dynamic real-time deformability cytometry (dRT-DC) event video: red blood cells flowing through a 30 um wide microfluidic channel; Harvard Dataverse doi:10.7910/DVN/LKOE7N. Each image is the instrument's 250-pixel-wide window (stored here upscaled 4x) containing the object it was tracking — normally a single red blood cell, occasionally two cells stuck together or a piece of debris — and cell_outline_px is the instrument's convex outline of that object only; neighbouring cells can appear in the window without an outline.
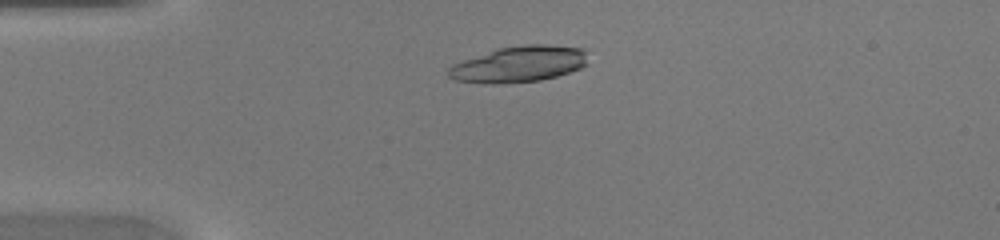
{"species": "common noctule bat (a hibernating species)", "species_latin": "Nyctalus noctula", "temperature_condition": "warm", "stored_images_in_passage": 42, "camera_frame_rate_fps": 3000, "um_per_image_px": 0.085, "animal": {"sex": "female", "body_mass_g": 20.0, "forearm_length_mm": 54.0}, "frame": {"image": 1, "passage_image": 9, "time_ms": 2.667, "image_size_px": [1000, 240], "cell_outline_px": [[588, 64], [580, 68], [556, 76], [540, 80], [504, 84], [488, 84], [452, 80], [448, 76], [448, 68], [452, 64], [496, 48], [528, 44], [548, 44], [584, 48]], "centroid_in_image_um": [44.09, 5.45], "position_along_channel_um": 40.9, "area_um2": 29.65}}